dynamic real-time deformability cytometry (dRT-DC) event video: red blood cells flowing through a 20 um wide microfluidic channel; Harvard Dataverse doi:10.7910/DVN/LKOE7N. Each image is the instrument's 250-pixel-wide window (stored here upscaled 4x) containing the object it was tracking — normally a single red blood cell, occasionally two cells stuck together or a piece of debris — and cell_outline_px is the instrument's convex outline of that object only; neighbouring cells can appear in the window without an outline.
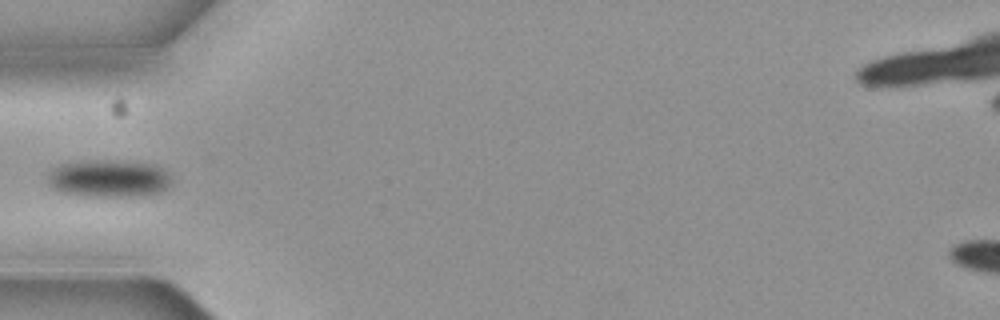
{"species": "common noctule bat (a hibernating species)", "species_latin": "Nyctalus noctula", "temperature_condition": "cold", "stored_images_in_passage": 7, "camera_frame_rate_fps": 3000, "um_per_image_px": 0.085, "animal": {"sex": "female", "body_mass_g": 19.3, "forearm_length_mm": 54.1}, "frame": {"image": 1, "passage_image": 6, "time_ms": 1.667, "image_size_px": [1000, 320], "cell_outline_px": [[172, 180], [168, 188], [160, 192], [144, 196], [88, 196], [60, 192], [52, 188], [48, 184], [48, 172], [52, 168], [60, 164], [92, 160], [112, 160], [156, 164], [164, 168], [168, 172]], "centroid_in_image_um": [9.27, 15.17], "position_along_channel_um": 75.7, "area_um2": 27.46}}
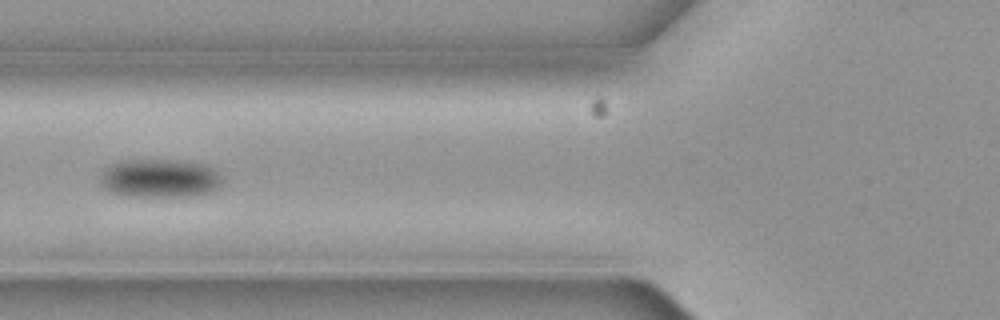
{"frame": {"image": 2, "passage_image": 7, "time_ms": 2.0, "image_size_px": [1000, 320], "cell_outline_px": [[224, 180], [220, 188], [212, 192], [196, 196], [124, 196], [112, 192], [104, 188], [100, 184], [100, 172], [104, 168], [120, 160], [176, 160], [208, 164]], "centroid_in_image_um": [13.59, 15.16], "position_along_channel_um": 112.2, "area_um2": 27.92}}